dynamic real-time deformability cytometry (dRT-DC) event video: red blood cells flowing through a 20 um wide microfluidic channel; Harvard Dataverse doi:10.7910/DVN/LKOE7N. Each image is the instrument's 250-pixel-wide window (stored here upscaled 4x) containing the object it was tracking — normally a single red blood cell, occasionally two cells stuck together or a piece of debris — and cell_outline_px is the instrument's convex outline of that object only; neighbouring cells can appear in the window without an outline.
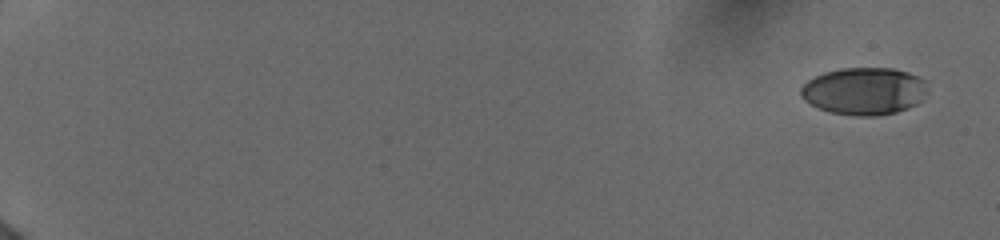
{"species": "human", "species_latin": "Homo sapiens", "temperature_condition": "cold", "stored_images_in_passage": 11, "camera_frame_rate_fps": 3000, "um_per_image_px": 0.085, "donor": {"sex": "female"}, "frame": {"image": 1, "passage_image": 1, "time_ms": 0.0, "image_size_px": [1000, 240], "cell_outline_px": [[928, 88], [920, 100], [916, 104], [908, 108], [896, 112], [876, 116], [856, 116], [832, 112], [820, 108], [804, 100], [800, 96], [800, 88], [808, 80], [824, 72], [840, 68], [892, 68], [908, 72], [928, 80]], "centroid_in_image_um": [73.48, 7.73], "position_along_channel_um": 11.5, "area_um2": 35.08}}
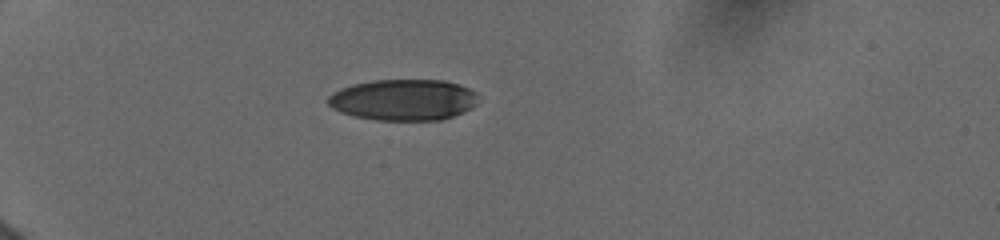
{"frame": {"image": 2, "passage_image": 8, "time_ms": 5.333, "image_size_px": [1000, 240], "cell_outline_px": [[476, 104], [472, 108], [464, 112], [440, 120], [376, 120], [352, 116], [340, 112], [332, 108], [328, 104], [328, 96], [332, 92], [340, 88], [352, 84], [376, 80], [444, 80], [460, 84], [476, 92]], "centroid_in_image_um": [34.27, 8.48], "position_along_channel_um": 50.7, "area_um2": 36.24}}
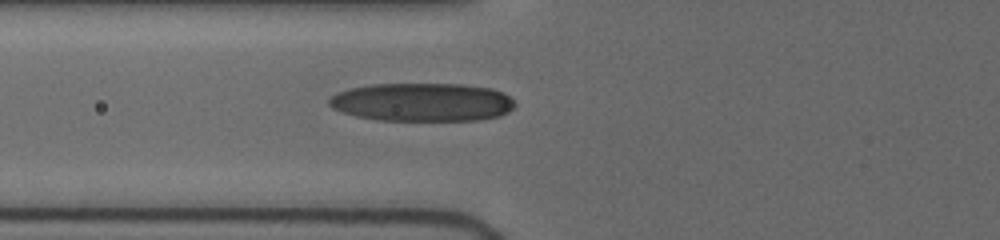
{"frame": {"image": 3, "passage_image": 11, "time_ms": 7.333, "image_size_px": [1000, 240], "cell_outline_px": [[516, 104], [508, 112], [500, 116], [476, 120], [380, 120], [356, 116], [332, 108], [328, 104], [328, 100], [336, 92], [352, 88], [372, 84], [464, 84], [492, 88], [504, 92]], "centroid_in_image_um": [35.9, 8.67], "position_along_channel_um": 89.9, "area_um2": 41.56}}